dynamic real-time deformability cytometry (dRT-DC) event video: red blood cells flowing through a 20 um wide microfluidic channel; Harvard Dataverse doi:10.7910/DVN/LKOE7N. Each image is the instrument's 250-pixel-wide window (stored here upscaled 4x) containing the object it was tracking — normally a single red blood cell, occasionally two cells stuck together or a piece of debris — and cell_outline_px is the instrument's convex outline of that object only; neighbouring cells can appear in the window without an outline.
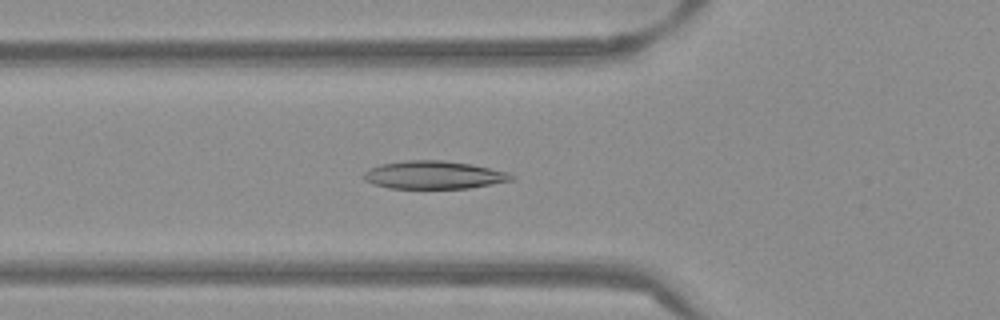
{"species": "Egyptian fruit bat (a non-hibernating species)", "species_latin": "Rousettus aegyptiacus", "temperature_condition": "warm", "stored_images_in_passage": 38, "camera_frame_rate_fps": 3000, "um_per_image_px": 0.085, "frame": {"image": 1, "passage_image": 4, "time_ms": 1.0, "image_size_px": [1000, 320], "cell_outline_px": [[516, 176], [512, 180], [492, 184], [468, 188], [388, 188], [372, 184], [364, 180], [364, 172], [368, 168], [380, 164], [408, 160], [444, 160], [472, 164], [508, 172]], "centroid_in_image_um": [36.86, 14.86], "position_along_channel_um": 88.9, "area_um2": 24.16}}
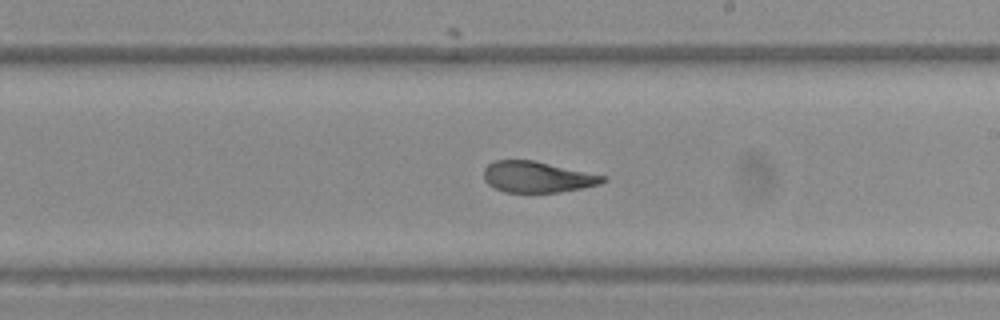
{"frame": {"image": 2, "passage_image": 16, "time_ms": 5.0, "image_size_px": [1000, 320], "cell_outline_px": [[608, 180], [600, 184], [560, 192], [504, 192], [488, 184], [484, 180], [484, 168], [488, 164], [496, 160], [536, 160], [608, 176]], "centroid_in_image_um": [45.7, 15.03], "position_along_channel_um": 243.3, "area_um2": 21.73}}
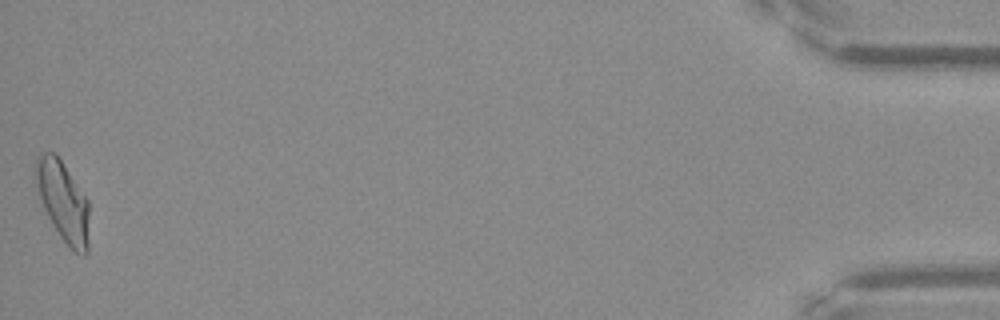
{"frame": {"image": 3, "passage_image": 38, "time_ms": 12.333, "image_size_px": [1000, 320], "cell_outline_px": [[88, 252], [84, 256], [76, 252], [60, 236], [48, 216], [44, 208], [36, 184], [36, 156], [44, 152], [52, 152], [60, 160], [88, 200]], "centroid_in_image_um": [5.37, 17.13], "position_along_channel_um": 429.8, "area_um2": 24.16}, "authors_computed_cell_mechanics": {"area_um2": 23.1489, "velocity_mm_per_s": 3.8433, "shape_relaxation_time_tau1_ms": 8.6486, "shape_relaxation_time_tau2_ms": 1.5862, "deformation_change_tau1": 0.2499, "deformation_change_tau2": 0.0713}}